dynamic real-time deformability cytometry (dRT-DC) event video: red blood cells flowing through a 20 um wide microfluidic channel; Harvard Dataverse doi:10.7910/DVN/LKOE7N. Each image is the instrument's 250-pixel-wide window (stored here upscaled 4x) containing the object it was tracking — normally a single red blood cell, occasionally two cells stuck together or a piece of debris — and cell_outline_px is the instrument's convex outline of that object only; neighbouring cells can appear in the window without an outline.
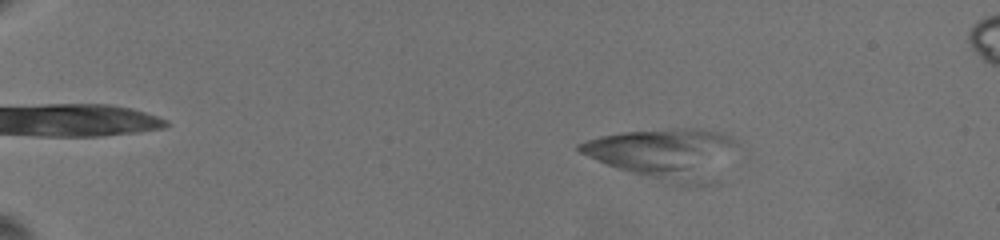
{"species": "common noctule bat (a hibernating species)", "species_latin": "Nyctalus noctula", "temperature_condition": "warm", "stored_images_in_passage": 60, "camera_frame_rate_fps": 3000, "um_per_image_px": 0.085, "animal": {"sex": "female", "body_mass_g": 19.5, "forearm_length_mm": 54.1}, "frame": {"image": 1, "passage_image": 18, "time_ms": 4.667, "image_size_px": [1000, 240], "cell_outline_px": [[728, 140], [708, 184], [680, 184], [632, 172], [608, 164], [580, 152], [576, 148], [576, 144], [600, 136], [624, 132], [672, 128], [692, 128], [716, 132], [728, 136]], "centroid_in_image_um": [56.21, 13.01], "position_along_channel_um": 28.8, "area_um2": 42.54}}